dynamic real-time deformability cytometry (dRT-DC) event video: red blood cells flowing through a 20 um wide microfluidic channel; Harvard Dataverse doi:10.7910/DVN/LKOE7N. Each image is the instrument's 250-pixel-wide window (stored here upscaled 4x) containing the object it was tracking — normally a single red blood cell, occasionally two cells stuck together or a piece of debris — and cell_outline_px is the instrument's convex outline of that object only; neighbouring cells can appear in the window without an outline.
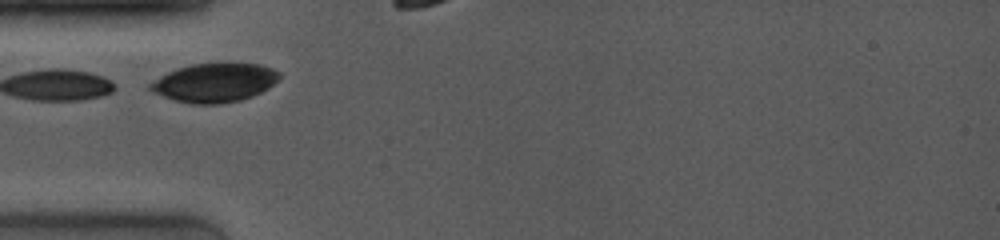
{"species": "common noctule bat (a hibernating species)", "species_latin": "Nyctalus noctula", "temperature_condition": "room temperature", "stored_images_in_passage": 15, "camera_frame_rate_fps": 4000, "um_per_image_px": 0.085, "animal": {"sex": "female", "body_mass_g": 19.0, "forearm_length_mm": 53.3}, "frame": {"image": 1, "passage_image": 1, "time_ms": 0.0, "image_size_px": [1000, 240], "cell_outline_px": [[280, 76], [268, 88], [252, 96], [240, 100], [220, 104], [192, 104], [176, 100], [152, 92], [148, 88], [148, 84], [160, 76], [168, 72], [192, 64], [256, 64], [272, 68], [280, 72]], "centroid_in_image_um": [18.21, 7.04], "position_along_channel_um": 66.8, "area_um2": 28.78}}
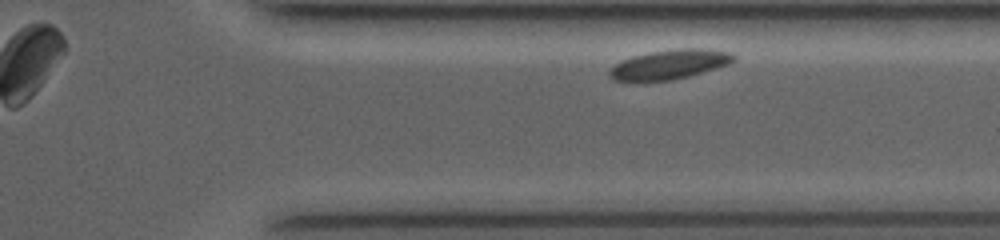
{"frame": {"image": 2, "passage_image": 15, "time_ms": 9.0, "image_size_px": [1000, 240], "cell_outline_px": [[736, 60], [728, 64], [716, 68], [688, 76], [672, 80], [612, 80], [608, 76], [608, 72], [616, 64], [632, 56], [648, 52], [680, 48], [704, 48], [728, 52], [736, 56]], "centroid_in_image_um": [56.93, 5.46], "position_along_channel_um": 354.5, "area_um2": 21.04}}